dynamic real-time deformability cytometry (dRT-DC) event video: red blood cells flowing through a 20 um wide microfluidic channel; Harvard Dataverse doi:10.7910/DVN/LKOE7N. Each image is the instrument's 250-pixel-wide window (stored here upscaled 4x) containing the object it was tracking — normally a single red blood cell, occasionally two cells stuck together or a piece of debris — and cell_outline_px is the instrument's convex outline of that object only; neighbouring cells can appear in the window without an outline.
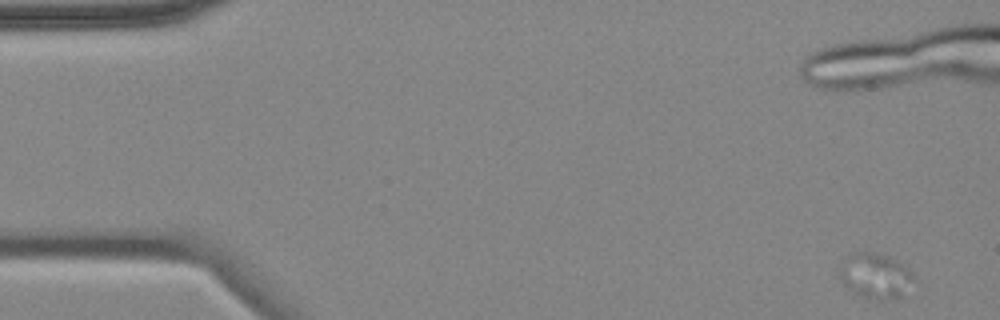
{"species": "common noctule bat (a hibernating species)", "species_latin": "Nyctalus noctula", "temperature_condition": "cold", "stored_images_in_passage": 8, "camera_frame_rate_fps": 3000, "um_per_image_px": 0.085, "animal": {"sex": "female", "body_mass_g": 18.4}, "frame": {"image": 1, "passage_image": 1, "time_ms": 0.0, "image_size_px": [1000, 320], "cell_outline_px": [[916, 280], [896, 300], [876, 300], [864, 296], [848, 288], [836, 276], [836, 268], [848, 252], [876, 252], [888, 256], [896, 260], [908, 268], [912, 272]], "centroid_in_image_um": [74.35, 23.41], "position_along_channel_um": 10.7, "area_um2": 20.17}}